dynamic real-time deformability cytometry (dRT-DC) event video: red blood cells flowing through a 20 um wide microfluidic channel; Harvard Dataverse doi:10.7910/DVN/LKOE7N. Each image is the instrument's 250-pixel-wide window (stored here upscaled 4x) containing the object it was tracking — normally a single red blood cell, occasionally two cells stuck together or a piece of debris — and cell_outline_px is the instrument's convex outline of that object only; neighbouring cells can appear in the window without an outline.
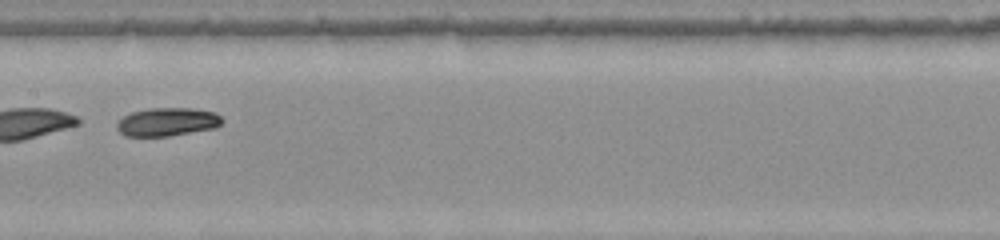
{"species": "common noctule bat (a hibernating species)", "species_latin": "Nyctalus noctula", "temperature_condition": "warm", "stored_images_in_passage": 50, "segment_of_instrument_passage": [2, 2], "camera_frame_rate_fps": 3000, "um_per_image_px": 0.085, "animal": {"sex": "female", "body_mass_g": 22.0, "forearm_length_mm": 56.7}, "frame": {"image": 1, "passage_image": 25, "time_ms": 8.0, "image_size_px": [1000, 240], "cell_outline_px": [[224, 120], [216, 128], [168, 136], [124, 136], [116, 128], [116, 124], [124, 116], [132, 112], [148, 108], [192, 108], [216, 112]], "centroid_in_image_um": [14.24, 10.36], "position_along_channel_um": 193.2, "area_um2": 17.46}}